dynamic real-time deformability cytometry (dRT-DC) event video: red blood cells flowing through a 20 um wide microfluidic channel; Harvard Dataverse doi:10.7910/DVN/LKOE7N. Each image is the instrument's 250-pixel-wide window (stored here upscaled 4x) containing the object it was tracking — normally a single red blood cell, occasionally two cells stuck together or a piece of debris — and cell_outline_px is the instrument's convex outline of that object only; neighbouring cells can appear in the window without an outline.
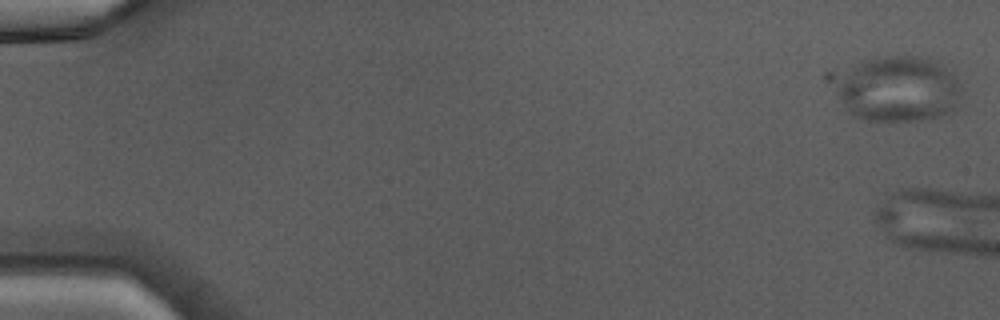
{"species": "Egyptian fruit bat (a non-hibernating species)", "species_latin": "Rousettus aegyptiacus", "temperature_condition": "warm", "stored_images_in_passage": 5, "camera_frame_rate_fps": 3000, "um_per_image_px": 0.085, "animal": {"sex": "male"}, "frame": {"image": 1, "passage_image": 1, "time_ms": 0.0, "image_size_px": [1000, 320], "cell_outline_px": [[964, 92], [960, 108], [952, 112], [940, 116], [920, 120], [860, 120], [848, 112], [844, 108], [840, 96], [840, 84], [848, 72], [852, 68], [864, 60], [884, 56], [916, 56], [928, 60], [944, 68], [960, 84]], "centroid_in_image_um": [76.48, 7.62], "position_along_channel_um": 8.5, "area_um2": 47.22}}